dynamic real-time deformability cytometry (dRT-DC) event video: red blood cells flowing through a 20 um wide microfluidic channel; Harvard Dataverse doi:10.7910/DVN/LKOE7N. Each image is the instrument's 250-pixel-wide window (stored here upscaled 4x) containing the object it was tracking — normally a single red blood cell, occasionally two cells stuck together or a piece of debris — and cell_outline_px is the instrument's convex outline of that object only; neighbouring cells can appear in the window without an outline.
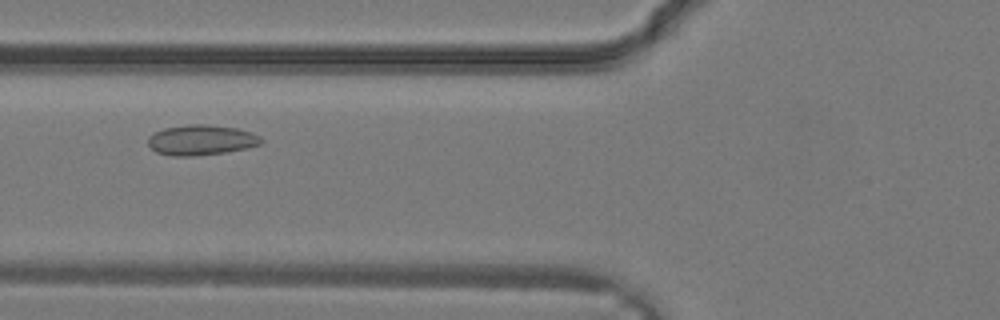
{"species": "common noctule bat (a hibernating species)", "species_latin": "Nyctalus noctula", "temperature_condition": "warm", "stored_images_in_passage": 27, "camera_frame_rate_fps": 3000, "um_per_image_px": 0.085, "animal": {"sex": "male", "body_mass_g": 19.2, "forearm_length_mm": 51.8}, "frame": {"image": 1, "passage_image": 7, "time_ms": 2.0, "image_size_px": [1000, 320], "cell_outline_px": [[264, 140], [260, 144], [244, 148], [224, 152], [196, 156], [172, 156], [156, 152], [148, 144], [148, 136], [164, 128], [188, 124], [204, 124], [236, 128], [252, 132], [260, 136]], "centroid_in_image_um": [17.09, 11.9], "position_along_channel_um": 108.7, "area_um2": 19.88}}
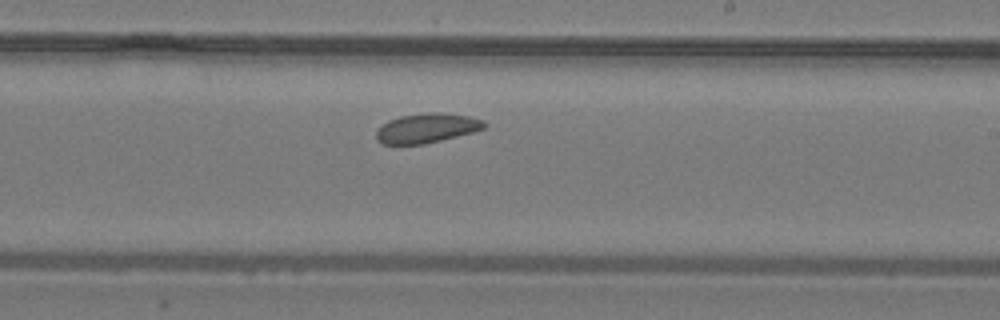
{"frame": {"image": 2, "passage_image": 14, "time_ms": 4.333, "image_size_px": [1000, 320], "cell_outline_px": [[484, 128], [472, 132], [424, 144], [380, 144], [376, 140], [376, 132], [380, 124], [388, 120], [400, 116], [428, 112], [432, 112], [468, 116], [484, 120]], "centroid_in_image_um": [36.19, 10.89], "position_along_channel_um": 252.8, "area_um2": 18.44}}
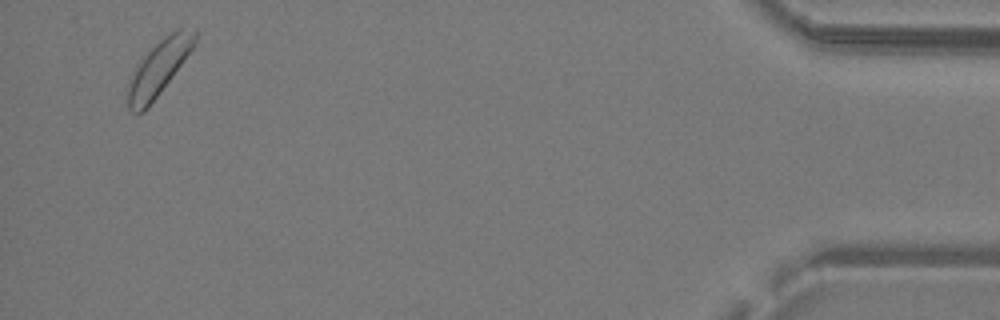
{"frame": {"image": 3, "passage_image": 26, "time_ms": 8.333, "image_size_px": [1000, 320], "cell_outline_px": [[196, 40], [192, 48], [172, 76], [144, 112], [136, 116], [128, 108], [128, 80], [144, 56], [164, 36], [176, 28], [196, 28]], "centroid_in_image_um": [13.48, 5.78], "position_along_channel_um": 421.7, "area_um2": 20.98}}